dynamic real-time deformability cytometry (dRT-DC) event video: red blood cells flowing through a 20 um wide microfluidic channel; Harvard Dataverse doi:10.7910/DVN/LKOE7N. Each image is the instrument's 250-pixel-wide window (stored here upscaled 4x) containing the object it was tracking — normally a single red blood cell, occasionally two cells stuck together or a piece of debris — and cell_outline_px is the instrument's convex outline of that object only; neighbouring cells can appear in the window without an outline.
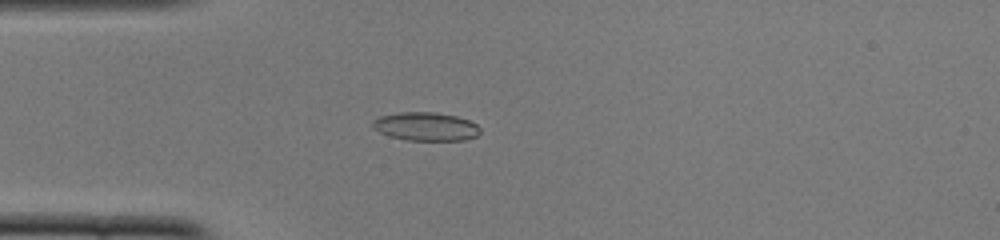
{"species": "common noctule bat (a hibernating species)", "species_latin": "Nyctalus noctula", "temperature_condition": "cold", "stored_images_in_passage": 51, "camera_frame_rate_fps": 3000, "um_per_image_px": 0.085, "animal": {"sex": "female", "body_mass_g": 22.0, "forearm_length_mm": 56.7}, "frame": {"image": 1, "passage_image": 14, "time_ms": 4.333, "image_size_px": [1000, 240], "cell_outline_px": [[480, 132], [476, 136], [464, 140], [408, 140], [388, 136], [372, 128], [372, 120], [380, 116], [400, 112], [436, 112], [456, 116], [468, 120], [476, 124], [480, 128]], "centroid_in_image_um": [36.17, 10.75], "position_along_channel_um": 48.8, "area_um2": 17.86}}
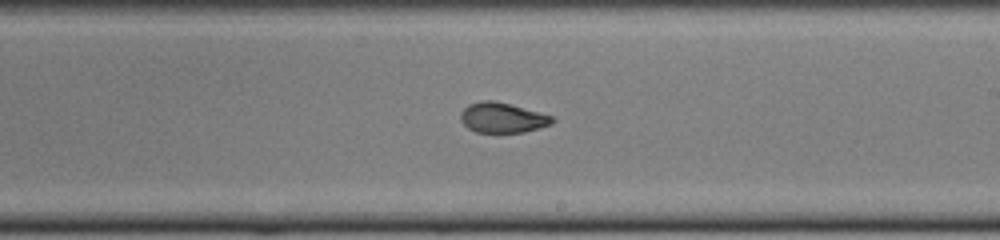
{"frame": {"image": 2, "passage_image": 30, "time_ms": 9.667, "image_size_px": [1000, 240], "cell_outline_px": [[556, 120], [552, 124], [540, 128], [524, 132], [476, 132], [468, 128], [460, 120], [460, 112], [468, 104], [480, 100], [492, 100], [508, 104], [552, 116]], "centroid_in_image_um": [42.68, 10.01], "position_along_channel_um": 246.3, "area_um2": 16.01}}
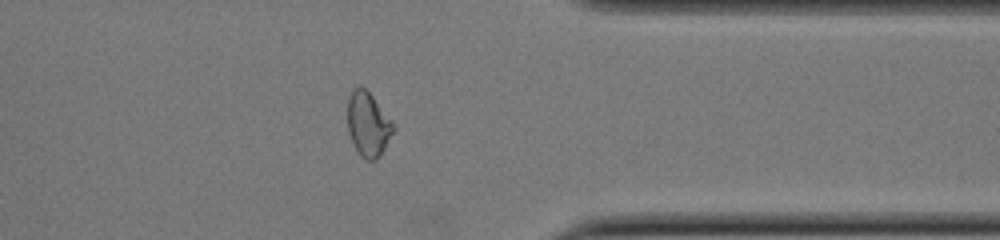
{"frame": {"image": 3, "passage_image": 41, "time_ms": 13.333, "image_size_px": [1000, 240], "cell_outline_px": [[396, 128], [380, 156], [376, 160], [364, 160], [360, 156], [352, 144], [348, 132], [348, 100], [352, 92], [360, 84], [372, 96], [396, 124]], "centroid_in_image_um": [31.31, 10.6], "position_along_channel_um": 380.1, "area_um2": 17.34}, "authors_computed_cell_mechanics": {"area_um2": 17.1088, "velocity_mm_per_s": 3.9003, "shape_relaxation_time_tau1_ms": null, "shape_relaxation_time_tau2_ms": 1.4013, "deformation_change_tau1": null, "deformation_change_tau2": 0.06}}